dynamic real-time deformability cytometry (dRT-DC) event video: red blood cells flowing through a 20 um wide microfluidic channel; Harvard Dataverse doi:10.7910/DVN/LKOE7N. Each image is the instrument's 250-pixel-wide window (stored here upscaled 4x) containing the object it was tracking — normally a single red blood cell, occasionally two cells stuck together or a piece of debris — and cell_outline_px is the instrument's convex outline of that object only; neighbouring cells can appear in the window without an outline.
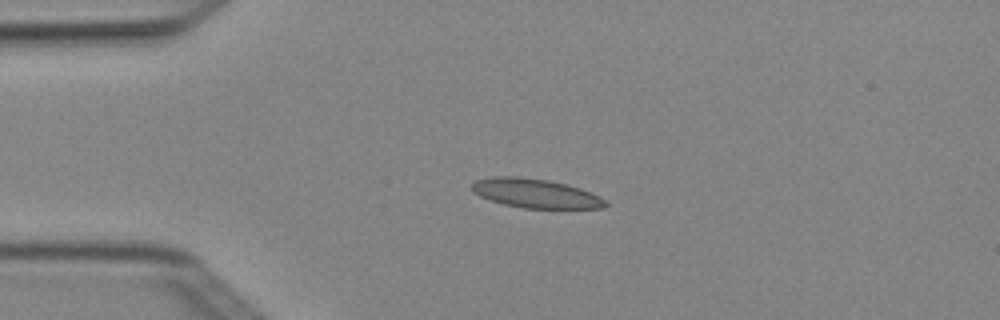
{"species": "Egyptian fruit bat (a non-hibernating species)", "species_latin": "Rousettus aegyptiacus", "temperature_condition": "cold", "stored_images_in_passage": 5, "camera_frame_rate_fps": 3000, "um_per_image_px": 0.085, "animal": {"sex": "female"}, "frame": {"image": 1, "passage_image": 3, "time_ms": 0.667, "image_size_px": [1000, 320], "cell_outline_px": [[608, 204], [604, 208], [524, 208], [504, 204], [480, 196], [472, 192], [472, 184], [476, 180], [492, 176], [520, 176], [548, 180], [568, 184], [592, 192], [600, 196]], "centroid_in_image_um": [45.53, 16.42], "position_along_channel_um": 39.5, "area_um2": 22.72}}
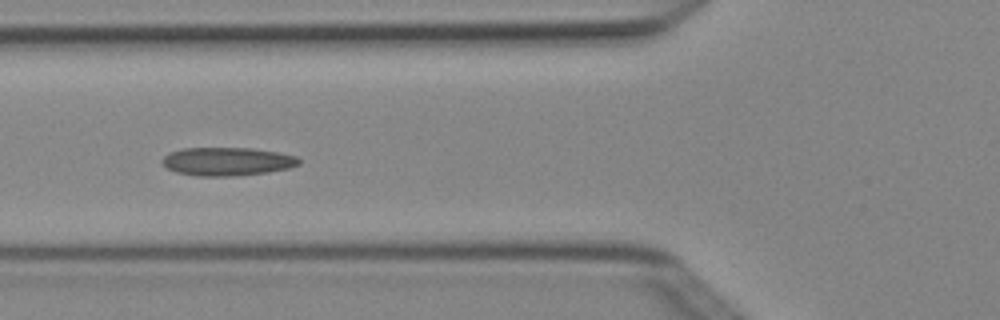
{"frame": {"image": 2, "passage_image": 5, "time_ms": 1.333, "image_size_px": [1000, 320], "cell_outline_px": [[300, 164], [288, 168], [268, 172], [236, 176], [196, 176], [176, 172], [168, 168], [160, 160], [168, 152], [184, 148], [252, 148], [280, 152], [296, 156], [300, 160]], "centroid_in_image_um": [19.31, 13.72], "position_along_channel_um": 106.5, "area_um2": 22.72}}